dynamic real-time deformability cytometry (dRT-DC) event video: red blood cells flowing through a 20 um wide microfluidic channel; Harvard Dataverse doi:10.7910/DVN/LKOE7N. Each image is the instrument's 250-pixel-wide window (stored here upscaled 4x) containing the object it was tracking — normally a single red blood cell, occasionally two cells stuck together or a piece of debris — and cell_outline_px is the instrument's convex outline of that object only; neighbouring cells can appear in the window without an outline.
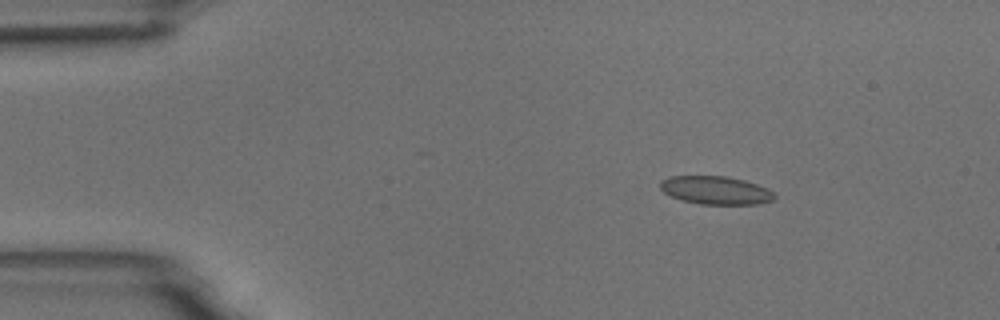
{"species": "common noctule bat (a hibernating species)", "species_latin": "Nyctalus noctula", "temperature_condition": "room temperature", "stored_images_in_passage": 5, "camera_frame_rate_fps": 3000, "um_per_image_px": 0.085, "animal": {"sex": "male", "body_mass_g": 18.8}, "frame": {"image": 1, "passage_image": 3, "time_ms": 2.333, "image_size_px": [1000, 320], "cell_outline_px": [[776, 196], [772, 200], [760, 204], [700, 204], [684, 200], [672, 196], [664, 192], [660, 188], [660, 180], [668, 176], [728, 176], [744, 180], [768, 188]], "centroid_in_image_um": [60.83, 16.16], "position_along_channel_um": 24.2, "area_um2": 18.73}}